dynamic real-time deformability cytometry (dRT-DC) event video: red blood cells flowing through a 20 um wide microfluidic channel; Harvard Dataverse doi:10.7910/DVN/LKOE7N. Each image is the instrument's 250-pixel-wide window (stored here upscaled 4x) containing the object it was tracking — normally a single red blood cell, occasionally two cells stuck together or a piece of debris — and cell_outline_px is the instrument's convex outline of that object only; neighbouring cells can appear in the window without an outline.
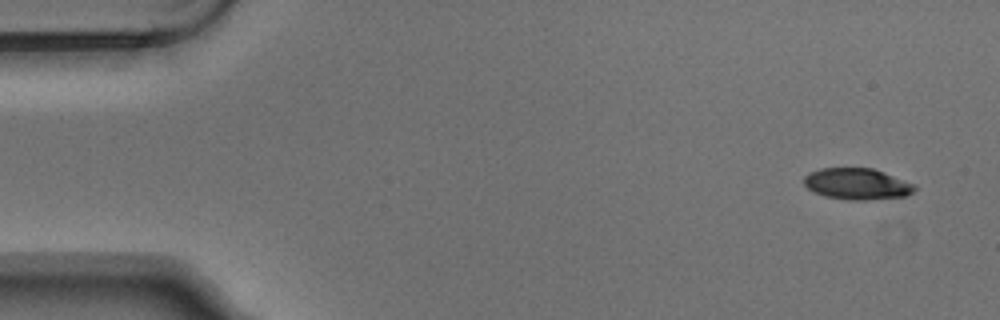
{"species": "Egyptian fruit bat (a non-hibernating species)", "species_latin": "Rousettus aegyptiacus", "temperature_condition": "warm", "stored_images_in_passage": 5, "segment_of_instrument_passage": [1, 2], "camera_frame_rate_fps": 3000, "um_per_image_px": 0.085, "animal": {"sex": "male"}, "frame": {"image": 1, "passage_image": 1, "time_ms": 0.0, "image_size_px": [1000, 320], "cell_outline_px": [[916, 188], [912, 192], [904, 196], [864, 200], [852, 200], [828, 196], [816, 192], [808, 188], [804, 184], [804, 176], [808, 172], [820, 168], [872, 168], [884, 172], [916, 184]], "centroid_in_image_um": [72.86, 15.61], "position_along_channel_um": 12.1, "area_um2": 20.0}}
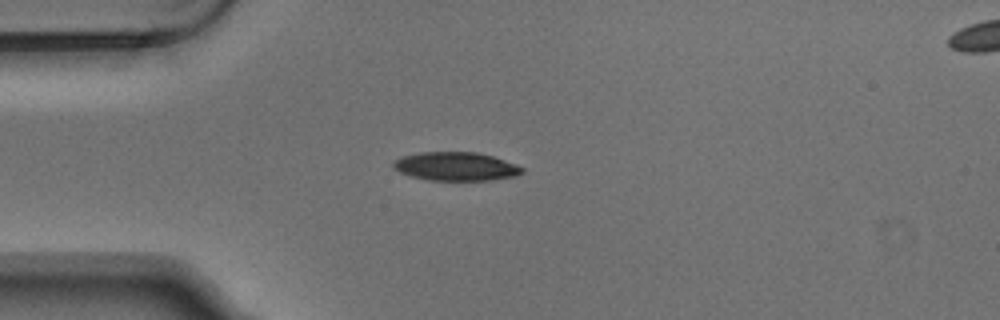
{"frame": {"image": 2, "passage_image": 4, "time_ms": 1.0, "image_size_px": [1000, 320], "cell_outline_px": [[524, 172], [516, 176], [492, 180], [428, 180], [408, 176], [392, 168], [392, 164], [400, 156], [420, 152], [476, 152], [492, 156], [516, 164], [524, 168]], "centroid_in_image_um": [38.73, 14.15], "position_along_channel_um": 46.3, "area_um2": 21.62}}